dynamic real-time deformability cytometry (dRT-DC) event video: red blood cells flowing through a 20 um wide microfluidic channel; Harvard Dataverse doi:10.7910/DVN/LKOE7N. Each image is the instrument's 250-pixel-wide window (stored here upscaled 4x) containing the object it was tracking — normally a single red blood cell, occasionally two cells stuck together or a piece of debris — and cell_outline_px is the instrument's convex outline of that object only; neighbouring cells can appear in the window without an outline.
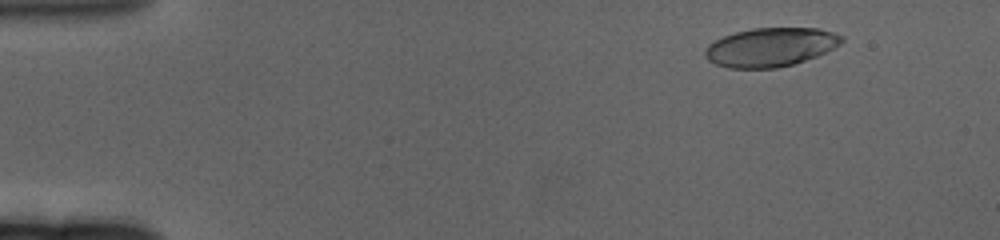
{"species": "human", "species_latin": "Homo sapiens", "temperature_condition": "cold", "stored_images_in_passage": 63, "camera_frame_rate_fps": 3000, "um_per_image_px": 0.085, "donor": {"sex": "female"}, "frame": {"image": 1, "passage_image": 7, "time_ms": 2.0, "image_size_px": [1000, 240], "cell_outline_px": [[844, 40], [840, 44], [816, 56], [792, 64], [776, 68], [728, 68], [716, 64], [708, 60], [704, 56], [704, 52], [708, 44], [724, 36], [736, 32], [752, 28], [820, 28], [844, 36]], "centroid_in_image_um": [65.48, 4.0], "position_along_channel_um": 19.5, "area_um2": 30.75}}
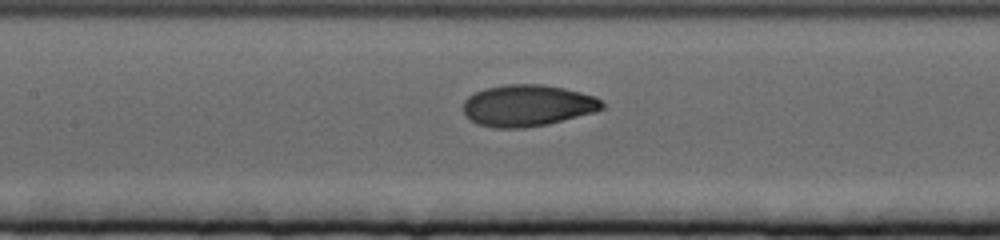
{"frame": {"image": 2, "passage_image": 30, "time_ms": 9.667, "image_size_px": [1000, 240], "cell_outline_px": [[604, 108], [596, 112], [548, 124], [524, 128], [496, 128], [476, 124], [464, 116], [464, 100], [468, 96], [484, 88], [508, 84], [540, 84], [564, 88], [596, 96], [604, 104]], "centroid_in_image_um": [44.83, 8.98], "position_along_channel_um": 162.6, "area_um2": 33.87}}
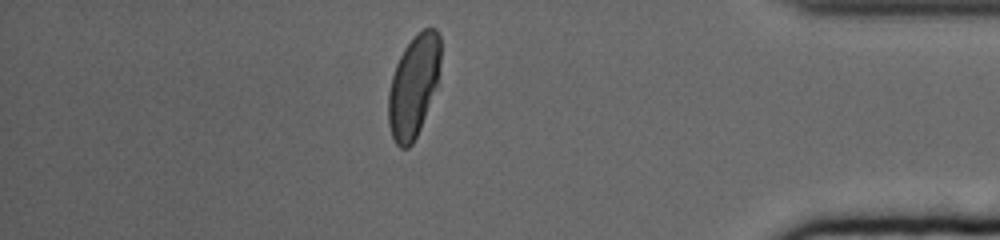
{"frame": {"image": 3, "passage_image": 55, "time_ms": 18.0, "image_size_px": [1000, 240], "cell_outline_px": [[440, 60], [436, 84], [420, 128], [412, 144], [408, 148], [400, 148], [396, 144], [392, 136], [388, 124], [388, 92], [392, 76], [396, 64], [404, 48], [424, 28], [436, 28], [440, 36]], "centroid_in_image_um": [35.13, 7.33], "position_along_channel_um": 400.1, "area_um2": 30.46}, "authors_computed_cell_mechanics": {"area_um2": 32.8882, "velocity_mm_per_s": 3.234, "shape_relaxation_time_tau1_ms": 5.0745, "shape_relaxation_time_tau2_ms": null, "deformation_change_tau1": 0.1979, "deformation_change_tau2": null}}